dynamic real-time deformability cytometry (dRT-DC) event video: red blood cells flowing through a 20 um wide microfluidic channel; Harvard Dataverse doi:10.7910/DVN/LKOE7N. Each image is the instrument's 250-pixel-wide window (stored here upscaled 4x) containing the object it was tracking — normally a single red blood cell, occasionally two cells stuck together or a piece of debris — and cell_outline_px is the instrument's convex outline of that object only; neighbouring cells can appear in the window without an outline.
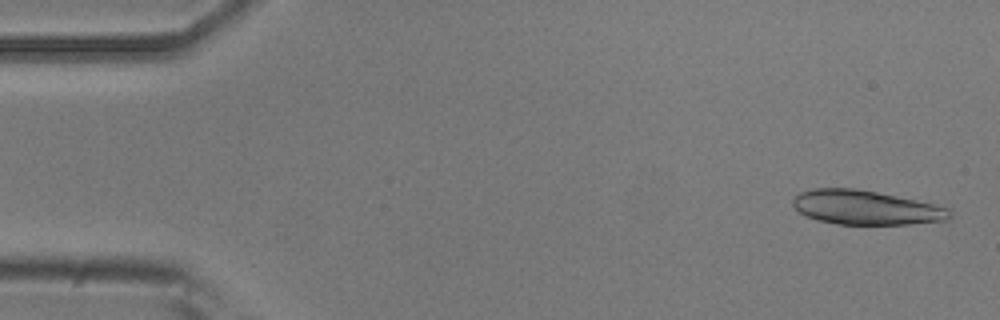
{"species": "common noctule bat (a hibernating species)", "species_latin": "Nyctalus noctula", "temperature_condition": "room temperature", "stored_images_in_passage": 15, "camera_frame_rate_fps": 3000, "um_per_image_px": 0.085, "animal": {"sex": "male", "body_mass_g": 20.5, "forearm_length_mm": 52.5}, "frame": {"image": 1, "passage_image": 2, "time_ms": 0.333, "image_size_px": [1000, 320], "cell_outline_px": [[952, 216], [948, 220], [908, 224], [836, 224], [816, 220], [800, 212], [792, 204], [792, 200], [800, 192], [812, 188], [856, 188], [936, 204], [948, 208], [952, 212]], "centroid_in_image_um": [73.61, 17.64], "position_along_channel_um": 11.4, "area_um2": 31.27}}